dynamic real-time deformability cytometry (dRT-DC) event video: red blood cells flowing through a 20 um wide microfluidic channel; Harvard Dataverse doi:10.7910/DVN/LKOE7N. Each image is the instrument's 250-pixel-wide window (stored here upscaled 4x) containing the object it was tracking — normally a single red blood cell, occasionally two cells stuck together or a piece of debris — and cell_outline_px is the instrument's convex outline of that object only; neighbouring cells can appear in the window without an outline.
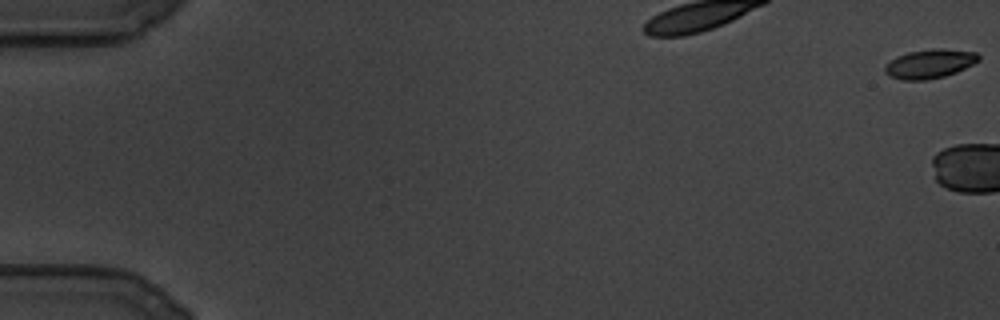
{"species": "common noctule bat (a hibernating species)", "species_latin": "Nyctalus noctula", "temperature_condition": "cold", "stored_images_in_passage": 8, "camera_frame_rate_fps": 3000, "um_per_image_px": 0.085, "animal": {"sex": "male", "body_mass_g": 19.5, "forearm_length_mm": 54.6}, "frame": {"image": 1, "passage_image": 1, "time_ms": 0.0, "image_size_px": [1000, 320], "cell_outline_px": [[980, 60], [956, 72], [944, 76], [928, 80], [900, 80], [888, 76], [884, 72], [884, 64], [896, 56], [908, 52], [932, 48], [940, 48], [976, 52], [980, 56]], "centroid_in_image_um": [78.97, 5.42], "position_along_channel_um": 6.0, "area_um2": 16.07}}